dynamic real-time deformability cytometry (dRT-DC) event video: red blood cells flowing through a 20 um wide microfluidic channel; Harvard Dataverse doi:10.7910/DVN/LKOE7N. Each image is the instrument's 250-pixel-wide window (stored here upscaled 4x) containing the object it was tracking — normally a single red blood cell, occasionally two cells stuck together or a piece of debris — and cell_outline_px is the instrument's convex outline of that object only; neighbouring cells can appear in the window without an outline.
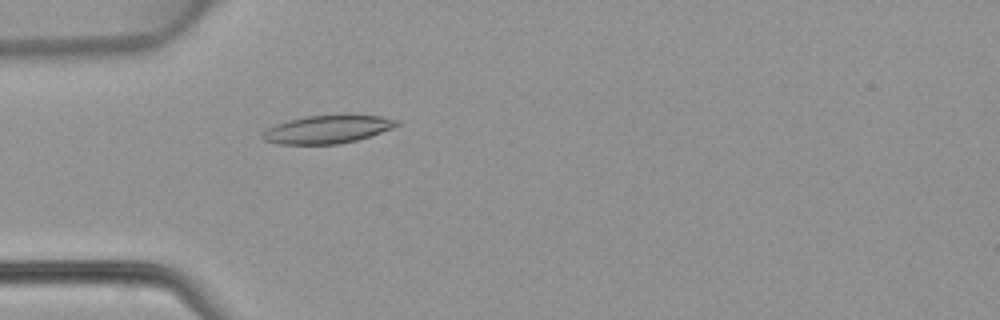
{"species": "common noctule bat (a hibernating species)", "species_latin": "Nyctalus noctula", "temperature_condition": "warm", "stored_images_in_passage": 48, "camera_frame_rate_fps": 3000, "um_per_image_px": 0.085, "animal": {"sex": "female", "body_mass_g": 22.7, "forearm_length_mm": 54.2}, "frame": {"image": 1, "passage_image": 15, "time_ms": 4.667, "image_size_px": [1000, 320], "cell_outline_px": [[400, 124], [392, 128], [356, 140], [336, 144], [280, 144], [264, 140], [260, 136], [268, 128], [276, 124], [288, 120], [304, 116], [380, 116], [400, 120]], "centroid_in_image_um": [27.8, 11.0], "position_along_channel_um": 57.2, "area_um2": 21.44}}
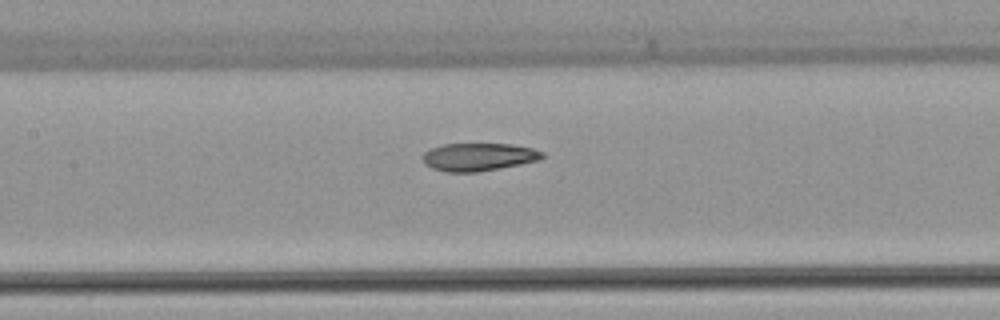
{"frame": {"image": 2, "passage_image": 23, "time_ms": 7.333, "image_size_px": [1000, 320], "cell_outline_px": [[544, 156], [536, 160], [520, 164], [500, 168], [476, 172], [444, 172], [432, 168], [424, 164], [424, 152], [432, 148], [444, 144], [508, 144], [532, 148], [544, 152]], "centroid_in_image_um": [40.65, 13.34], "position_along_channel_um": 166.7, "area_um2": 19.19}}
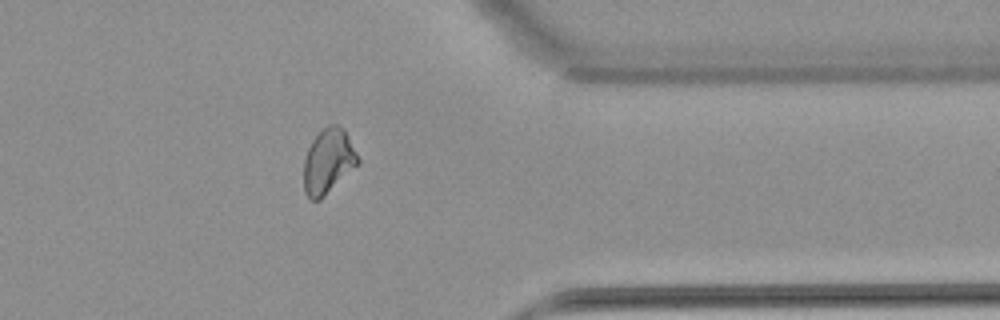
{"frame": {"image": 3, "passage_image": 39, "time_ms": 12.667, "image_size_px": [1000, 320], "cell_outline_px": [[360, 164], [320, 200], [312, 200], [304, 192], [304, 160], [308, 148], [312, 140], [328, 124], [336, 124], [344, 128], [360, 160]], "centroid_in_image_um": [27.91, 13.71], "position_along_channel_um": 383.5, "area_um2": 20.52}}